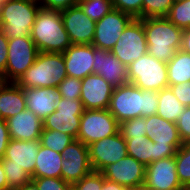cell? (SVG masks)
Returning a JSON list of instances; mask_svg holds the SVG:
<instances>
[{"mask_svg": "<svg viewBox=\"0 0 190 190\" xmlns=\"http://www.w3.org/2000/svg\"><path fill=\"white\" fill-rule=\"evenodd\" d=\"M158 92L142 90L137 86L127 83L114 87L108 110L122 122L136 117L155 115L158 109Z\"/></svg>", "mask_w": 190, "mask_h": 190, "instance_id": "cell-1", "label": "cell"}, {"mask_svg": "<svg viewBox=\"0 0 190 190\" xmlns=\"http://www.w3.org/2000/svg\"><path fill=\"white\" fill-rule=\"evenodd\" d=\"M147 53L158 61L169 62L182 46L183 29L176 27L166 17L143 19Z\"/></svg>", "mask_w": 190, "mask_h": 190, "instance_id": "cell-2", "label": "cell"}, {"mask_svg": "<svg viewBox=\"0 0 190 190\" xmlns=\"http://www.w3.org/2000/svg\"><path fill=\"white\" fill-rule=\"evenodd\" d=\"M30 37L39 52L63 53L72 45L59 11L40 8Z\"/></svg>", "mask_w": 190, "mask_h": 190, "instance_id": "cell-3", "label": "cell"}, {"mask_svg": "<svg viewBox=\"0 0 190 190\" xmlns=\"http://www.w3.org/2000/svg\"><path fill=\"white\" fill-rule=\"evenodd\" d=\"M66 76L63 53L39 52L16 83L22 88H57Z\"/></svg>", "mask_w": 190, "mask_h": 190, "instance_id": "cell-4", "label": "cell"}, {"mask_svg": "<svg viewBox=\"0 0 190 190\" xmlns=\"http://www.w3.org/2000/svg\"><path fill=\"white\" fill-rule=\"evenodd\" d=\"M41 6L38 0H7L0 5V29L8 39L30 36Z\"/></svg>", "mask_w": 190, "mask_h": 190, "instance_id": "cell-5", "label": "cell"}, {"mask_svg": "<svg viewBox=\"0 0 190 190\" xmlns=\"http://www.w3.org/2000/svg\"><path fill=\"white\" fill-rule=\"evenodd\" d=\"M127 69L128 82L142 90L158 92L168 87L167 63L148 53L132 62Z\"/></svg>", "mask_w": 190, "mask_h": 190, "instance_id": "cell-6", "label": "cell"}, {"mask_svg": "<svg viewBox=\"0 0 190 190\" xmlns=\"http://www.w3.org/2000/svg\"><path fill=\"white\" fill-rule=\"evenodd\" d=\"M147 50L143 19L133 18L122 31L111 52L128 68L132 62L147 54Z\"/></svg>", "mask_w": 190, "mask_h": 190, "instance_id": "cell-7", "label": "cell"}, {"mask_svg": "<svg viewBox=\"0 0 190 190\" xmlns=\"http://www.w3.org/2000/svg\"><path fill=\"white\" fill-rule=\"evenodd\" d=\"M118 131L119 123L108 109L85 110L80 118L77 139L88 146Z\"/></svg>", "mask_w": 190, "mask_h": 190, "instance_id": "cell-8", "label": "cell"}, {"mask_svg": "<svg viewBox=\"0 0 190 190\" xmlns=\"http://www.w3.org/2000/svg\"><path fill=\"white\" fill-rule=\"evenodd\" d=\"M39 51L30 36L8 39L5 82H17L35 62Z\"/></svg>", "mask_w": 190, "mask_h": 190, "instance_id": "cell-9", "label": "cell"}, {"mask_svg": "<svg viewBox=\"0 0 190 190\" xmlns=\"http://www.w3.org/2000/svg\"><path fill=\"white\" fill-rule=\"evenodd\" d=\"M84 111L81 100L62 98L56 103V110L43 120V129L60 131L77 139Z\"/></svg>", "mask_w": 190, "mask_h": 190, "instance_id": "cell-10", "label": "cell"}, {"mask_svg": "<svg viewBox=\"0 0 190 190\" xmlns=\"http://www.w3.org/2000/svg\"><path fill=\"white\" fill-rule=\"evenodd\" d=\"M61 155L63 159L61 178L71 186L93 171L88 146L78 139L72 141Z\"/></svg>", "mask_w": 190, "mask_h": 190, "instance_id": "cell-11", "label": "cell"}, {"mask_svg": "<svg viewBox=\"0 0 190 190\" xmlns=\"http://www.w3.org/2000/svg\"><path fill=\"white\" fill-rule=\"evenodd\" d=\"M89 160L93 171L101 172L106 166L113 164L127 155L126 140L118 131L88 145Z\"/></svg>", "mask_w": 190, "mask_h": 190, "instance_id": "cell-12", "label": "cell"}, {"mask_svg": "<svg viewBox=\"0 0 190 190\" xmlns=\"http://www.w3.org/2000/svg\"><path fill=\"white\" fill-rule=\"evenodd\" d=\"M133 19L130 14L112 9L96 22L92 45L96 48L111 51L122 31Z\"/></svg>", "mask_w": 190, "mask_h": 190, "instance_id": "cell-13", "label": "cell"}, {"mask_svg": "<svg viewBox=\"0 0 190 190\" xmlns=\"http://www.w3.org/2000/svg\"><path fill=\"white\" fill-rule=\"evenodd\" d=\"M145 172L146 166L130 155L106 166L101 171L105 179L123 185L128 189L145 183Z\"/></svg>", "mask_w": 190, "mask_h": 190, "instance_id": "cell-14", "label": "cell"}, {"mask_svg": "<svg viewBox=\"0 0 190 190\" xmlns=\"http://www.w3.org/2000/svg\"><path fill=\"white\" fill-rule=\"evenodd\" d=\"M60 14L72 44H92L96 22L78 4L61 11Z\"/></svg>", "mask_w": 190, "mask_h": 190, "instance_id": "cell-15", "label": "cell"}, {"mask_svg": "<svg viewBox=\"0 0 190 190\" xmlns=\"http://www.w3.org/2000/svg\"><path fill=\"white\" fill-rule=\"evenodd\" d=\"M176 169L174 156L153 161L146 166L145 183L152 190H185Z\"/></svg>", "mask_w": 190, "mask_h": 190, "instance_id": "cell-16", "label": "cell"}, {"mask_svg": "<svg viewBox=\"0 0 190 190\" xmlns=\"http://www.w3.org/2000/svg\"><path fill=\"white\" fill-rule=\"evenodd\" d=\"M81 82L80 100L84 109H108L114 87L96 73L81 79Z\"/></svg>", "mask_w": 190, "mask_h": 190, "instance_id": "cell-17", "label": "cell"}, {"mask_svg": "<svg viewBox=\"0 0 190 190\" xmlns=\"http://www.w3.org/2000/svg\"><path fill=\"white\" fill-rule=\"evenodd\" d=\"M40 147V140L10 139L5 150L2 164L22 167L31 176L34 174L36 156Z\"/></svg>", "mask_w": 190, "mask_h": 190, "instance_id": "cell-18", "label": "cell"}, {"mask_svg": "<svg viewBox=\"0 0 190 190\" xmlns=\"http://www.w3.org/2000/svg\"><path fill=\"white\" fill-rule=\"evenodd\" d=\"M93 73L99 74L113 87L128 82V69L111 51L94 47Z\"/></svg>", "mask_w": 190, "mask_h": 190, "instance_id": "cell-19", "label": "cell"}, {"mask_svg": "<svg viewBox=\"0 0 190 190\" xmlns=\"http://www.w3.org/2000/svg\"><path fill=\"white\" fill-rule=\"evenodd\" d=\"M63 57L67 76L84 79L93 73L94 46L92 44H72Z\"/></svg>", "mask_w": 190, "mask_h": 190, "instance_id": "cell-20", "label": "cell"}, {"mask_svg": "<svg viewBox=\"0 0 190 190\" xmlns=\"http://www.w3.org/2000/svg\"><path fill=\"white\" fill-rule=\"evenodd\" d=\"M9 137L16 140H39L43 121L29 109L6 119Z\"/></svg>", "mask_w": 190, "mask_h": 190, "instance_id": "cell-21", "label": "cell"}, {"mask_svg": "<svg viewBox=\"0 0 190 190\" xmlns=\"http://www.w3.org/2000/svg\"><path fill=\"white\" fill-rule=\"evenodd\" d=\"M26 108L42 121L56 110V103L62 99L57 88H23Z\"/></svg>", "mask_w": 190, "mask_h": 190, "instance_id": "cell-22", "label": "cell"}, {"mask_svg": "<svg viewBox=\"0 0 190 190\" xmlns=\"http://www.w3.org/2000/svg\"><path fill=\"white\" fill-rule=\"evenodd\" d=\"M146 136L157 145H182L176 123L167 121L159 115L146 117Z\"/></svg>", "mask_w": 190, "mask_h": 190, "instance_id": "cell-23", "label": "cell"}, {"mask_svg": "<svg viewBox=\"0 0 190 190\" xmlns=\"http://www.w3.org/2000/svg\"><path fill=\"white\" fill-rule=\"evenodd\" d=\"M25 109L23 88L15 82L0 81V118L6 120Z\"/></svg>", "mask_w": 190, "mask_h": 190, "instance_id": "cell-24", "label": "cell"}, {"mask_svg": "<svg viewBox=\"0 0 190 190\" xmlns=\"http://www.w3.org/2000/svg\"><path fill=\"white\" fill-rule=\"evenodd\" d=\"M35 162L36 164L34 174L31 176L32 178H61V168L63 162L61 153H57L54 150L40 145Z\"/></svg>", "mask_w": 190, "mask_h": 190, "instance_id": "cell-25", "label": "cell"}, {"mask_svg": "<svg viewBox=\"0 0 190 190\" xmlns=\"http://www.w3.org/2000/svg\"><path fill=\"white\" fill-rule=\"evenodd\" d=\"M127 155L134 157L144 166L156 161L155 142L146 135L126 140Z\"/></svg>", "mask_w": 190, "mask_h": 190, "instance_id": "cell-26", "label": "cell"}, {"mask_svg": "<svg viewBox=\"0 0 190 190\" xmlns=\"http://www.w3.org/2000/svg\"><path fill=\"white\" fill-rule=\"evenodd\" d=\"M168 86L190 81V54L177 50L167 62Z\"/></svg>", "mask_w": 190, "mask_h": 190, "instance_id": "cell-27", "label": "cell"}, {"mask_svg": "<svg viewBox=\"0 0 190 190\" xmlns=\"http://www.w3.org/2000/svg\"><path fill=\"white\" fill-rule=\"evenodd\" d=\"M157 115L169 122L176 123L184 112L185 106L175 97L169 87L158 91Z\"/></svg>", "mask_w": 190, "mask_h": 190, "instance_id": "cell-28", "label": "cell"}, {"mask_svg": "<svg viewBox=\"0 0 190 190\" xmlns=\"http://www.w3.org/2000/svg\"><path fill=\"white\" fill-rule=\"evenodd\" d=\"M39 140L41 146L61 153L75 138L60 131L43 129Z\"/></svg>", "mask_w": 190, "mask_h": 190, "instance_id": "cell-29", "label": "cell"}, {"mask_svg": "<svg viewBox=\"0 0 190 190\" xmlns=\"http://www.w3.org/2000/svg\"><path fill=\"white\" fill-rule=\"evenodd\" d=\"M174 157L178 180L186 189L190 187V143L182 144Z\"/></svg>", "mask_w": 190, "mask_h": 190, "instance_id": "cell-30", "label": "cell"}, {"mask_svg": "<svg viewBox=\"0 0 190 190\" xmlns=\"http://www.w3.org/2000/svg\"><path fill=\"white\" fill-rule=\"evenodd\" d=\"M78 5L95 22L113 9L112 0H79Z\"/></svg>", "mask_w": 190, "mask_h": 190, "instance_id": "cell-31", "label": "cell"}, {"mask_svg": "<svg viewBox=\"0 0 190 190\" xmlns=\"http://www.w3.org/2000/svg\"><path fill=\"white\" fill-rule=\"evenodd\" d=\"M166 18L176 27L186 29L190 27V0L174 2Z\"/></svg>", "mask_w": 190, "mask_h": 190, "instance_id": "cell-32", "label": "cell"}, {"mask_svg": "<svg viewBox=\"0 0 190 190\" xmlns=\"http://www.w3.org/2000/svg\"><path fill=\"white\" fill-rule=\"evenodd\" d=\"M174 0H143L142 19L166 17Z\"/></svg>", "mask_w": 190, "mask_h": 190, "instance_id": "cell-33", "label": "cell"}, {"mask_svg": "<svg viewBox=\"0 0 190 190\" xmlns=\"http://www.w3.org/2000/svg\"><path fill=\"white\" fill-rule=\"evenodd\" d=\"M119 132L127 140L146 135V117H136L119 124Z\"/></svg>", "mask_w": 190, "mask_h": 190, "instance_id": "cell-34", "label": "cell"}, {"mask_svg": "<svg viewBox=\"0 0 190 190\" xmlns=\"http://www.w3.org/2000/svg\"><path fill=\"white\" fill-rule=\"evenodd\" d=\"M7 179V185L10 190H14L21 187L25 183L32 180V177L22 167L8 166V164H2Z\"/></svg>", "mask_w": 190, "mask_h": 190, "instance_id": "cell-35", "label": "cell"}, {"mask_svg": "<svg viewBox=\"0 0 190 190\" xmlns=\"http://www.w3.org/2000/svg\"><path fill=\"white\" fill-rule=\"evenodd\" d=\"M81 86V79L66 76V78L57 86V90L62 95V98L80 100Z\"/></svg>", "mask_w": 190, "mask_h": 190, "instance_id": "cell-36", "label": "cell"}, {"mask_svg": "<svg viewBox=\"0 0 190 190\" xmlns=\"http://www.w3.org/2000/svg\"><path fill=\"white\" fill-rule=\"evenodd\" d=\"M103 185V175L101 172L92 171L79 182L73 184V190H101Z\"/></svg>", "mask_w": 190, "mask_h": 190, "instance_id": "cell-37", "label": "cell"}, {"mask_svg": "<svg viewBox=\"0 0 190 190\" xmlns=\"http://www.w3.org/2000/svg\"><path fill=\"white\" fill-rule=\"evenodd\" d=\"M143 0H112L113 8L142 19Z\"/></svg>", "mask_w": 190, "mask_h": 190, "instance_id": "cell-38", "label": "cell"}, {"mask_svg": "<svg viewBox=\"0 0 190 190\" xmlns=\"http://www.w3.org/2000/svg\"><path fill=\"white\" fill-rule=\"evenodd\" d=\"M38 190H69L71 185L62 178L41 177L32 178Z\"/></svg>", "mask_w": 190, "mask_h": 190, "instance_id": "cell-39", "label": "cell"}, {"mask_svg": "<svg viewBox=\"0 0 190 190\" xmlns=\"http://www.w3.org/2000/svg\"><path fill=\"white\" fill-rule=\"evenodd\" d=\"M176 126L182 143H190V106H185L184 112L176 122Z\"/></svg>", "mask_w": 190, "mask_h": 190, "instance_id": "cell-40", "label": "cell"}, {"mask_svg": "<svg viewBox=\"0 0 190 190\" xmlns=\"http://www.w3.org/2000/svg\"><path fill=\"white\" fill-rule=\"evenodd\" d=\"M79 0H38L41 8L53 11H63L78 4Z\"/></svg>", "mask_w": 190, "mask_h": 190, "instance_id": "cell-41", "label": "cell"}, {"mask_svg": "<svg viewBox=\"0 0 190 190\" xmlns=\"http://www.w3.org/2000/svg\"><path fill=\"white\" fill-rule=\"evenodd\" d=\"M168 87L182 105L190 106V81Z\"/></svg>", "mask_w": 190, "mask_h": 190, "instance_id": "cell-42", "label": "cell"}, {"mask_svg": "<svg viewBox=\"0 0 190 190\" xmlns=\"http://www.w3.org/2000/svg\"><path fill=\"white\" fill-rule=\"evenodd\" d=\"M8 58V38L0 29V81L5 82V70Z\"/></svg>", "mask_w": 190, "mask_h": 190, "instance_id": "cell-43", "label": "cell"}, {"mask_svg": "<svg viewBox=\"0 0 190 190\" xmlns=\"http://www.w3.org/2000/svg\"><path fill=\"white\" fill-rule=\"evenodd\" d=\"M181 146L182 145H166V146H161V145H157L155 143L156 160L175 156L177 150Z\"/></svg>", "mask_w": 190, "mask_h": 190, "instance_id": "cell-44", "label": "cell"}, {"mask_svg": "<svg viewBox=\"0 0 190 190\" xmlns=\"http://www.w3.org/2000/svg\"><path fill=\"white\" fill-rule=\"evenodd\" d=\"M9 141L10 137L6 120L0 118V159L4 157Z\"/></svg>", "mask_w": 190, "mask_h": 190, "instance_id": "cell-45", "label": "cell"}, {"mask_svg": "<svg viewBox=\"0 0 190 190\" xmlns=\"http://www.w3.org/2000/svg\"><path fill=\"white\" fill-rule=\"evenodd\" d=\"M181 50L190 54V27L183 29Z\"/></svg>", "mask_w": 190, "mask_h": 190, "instance_id": "cell-46", "label": "cell"}, {"mask_svg": "<svg viewBox=\"0 0 190 190\" xmlns=\"http://www.w3.org/2000/svg\"><path fill=\"white\" fill-rule=\"evenodd\" d=\"M101 190H129V189L123 185L109 181L103 177V185Z\"/></svg>", "mask_w": 190, "mask_h": 190, "instance_id": "cell-47", "label": "cell"}, {"mask_svg": "<svg viewBox=\"0 0 190 190\" xmlns=\"http://www.w3.org/2000/svg\"><path fill=\"white\" fill-rule=\"evenodd\" d=\"M0 190H10L7 185V179L2 165V159H0Z\"/></svg>", "mask_w": 190, "mask_h": 190, "instance_id": "cell-48", "label": "cell"}, {"mask_svg": "<svg viewBox=\"0 0 190 190\" xmlns=\"http://www.w3.org/2000/svg\"><path fill=\"white\" fill-rule=\"evenodd\" d=\"M14 190H38L36 184L31 180L27 183H25L24 185H22L21 187H18Z\"/></svg>", "mask_w": 190, "mask_h": 190, "instance_id": "cell-49", "label": "cell"}, {"mask_svg": "<svg viewBox=\"0 0 190 190\" xmlns=\"http://www.w3.org/2000/svg\"><path fill=\"white\" fill-rule=\"evenodd\" d=\"M129 190H152V189L146 183H143L136 187L130 188Z\"/></svg>", "mask_w": 190, "mask_h": 190, "instance_id": "cell-50", "label": "cell"}, {"mask_svg": "<svg viewBox=\"0 0 190 190\" xmlns=\"http://www.w3.org/2000/svg\"><path fill=\"white\" fill-rule=\"evenodd\" d=\"M7 0H0V5L3 4Z\"/></svg>", "mask_w": 190, "mask_h": 190, "instance_id": "cell-51", "label": "cell"}, {"mask_svg": "<svg viewBox=\"0 0 190 190\" xmlns=\"http://www.w3.org/2000/svg\"><path fill=\"white\" fill-rule=\"evenodd\" d=\"M180 1H184V0H174V2H180Z\"/></svg>", "mask_w": 190, "mask_h": 190, "instance_id": "cell-52", "label": "cell"}]
</instances>
